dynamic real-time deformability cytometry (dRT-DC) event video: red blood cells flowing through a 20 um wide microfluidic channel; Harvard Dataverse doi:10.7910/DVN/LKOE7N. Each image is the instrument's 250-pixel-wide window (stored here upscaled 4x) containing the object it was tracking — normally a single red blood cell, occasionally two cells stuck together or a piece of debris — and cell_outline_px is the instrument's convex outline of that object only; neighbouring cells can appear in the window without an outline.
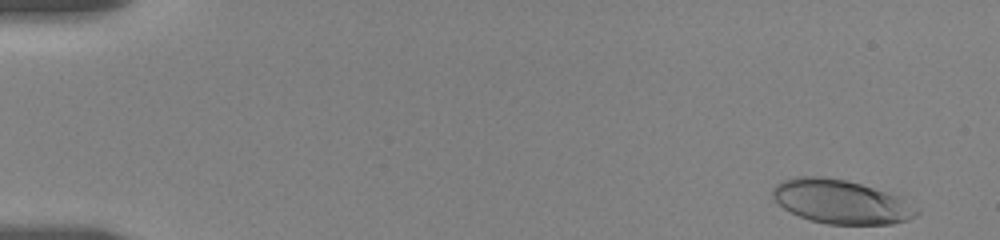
{"species": "human", "species_latin": "Homo sapiens", "temperature_condition": "room temperature", "stored_images_in_passage": 10, "camera_frame_rate_fps": 3000, "um_per_image_px": 0.085, "donor": {"sex": "female"}, "frame": {"image": 1, "passage_image": 1, "time_ms": 0.0, "image_size_px": [1000, 240], "cell_outline_px": [[920, 212], [916, 216], [908, 220], [892, 224], [828, 224], [812, 220], [800, 216], [784, 208], [772, 196], [772, 188], [776, 184], [784, 180], [796, 176], [824, 176], [844, 180], [860, 184], [896, 196], [920, 208]], "centroid_in_image_um": [71.49, 17.15], "position_along_channel_um": 13.5, "area_um2": 36.47}}
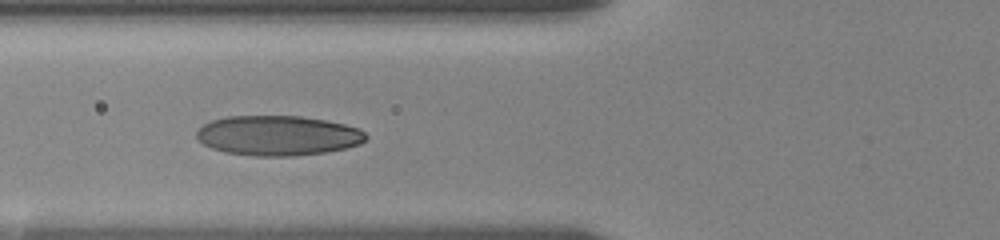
{"frame": {"image": 2, "passage_image": 9, "time_ms": 6.333, "image_size_px": [1000, 240], "cell_outline_px": [[368, 136], [360, 144], [328, 152], [292, 156], [256, 156], [224, 152], [212, 148], [204, 144], [196, 136], [196, 132], [204, 124], [212, 120], [224, 116], [300, 116], [324, 120], [344, 124], [360, 128]], "centroid_in_image_um": [23.63, 11.52], "position_along_channel_um": 102.2, "area_um2": 39.42}}
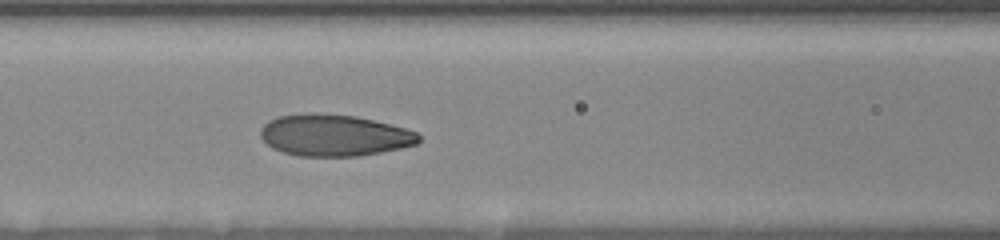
{"frame": {"image": 3, "passage_image": 10, "time_ms": 7.333, "image_size_px": [1000, 240], "cell_outline_px": [[420, 140], [416, 144], [400, 148], [380, 152], [356, 156], [296, 156], [272, 148], [260, 136], [260, 128], [268, 120], [276, 116], [356, 116], [404, 128], [416, 132], [420, 136]], "centroid_in_image_um": [28.41, 11.54], "position_along_channel_um": 138.2, "area_um2": 37.17}}